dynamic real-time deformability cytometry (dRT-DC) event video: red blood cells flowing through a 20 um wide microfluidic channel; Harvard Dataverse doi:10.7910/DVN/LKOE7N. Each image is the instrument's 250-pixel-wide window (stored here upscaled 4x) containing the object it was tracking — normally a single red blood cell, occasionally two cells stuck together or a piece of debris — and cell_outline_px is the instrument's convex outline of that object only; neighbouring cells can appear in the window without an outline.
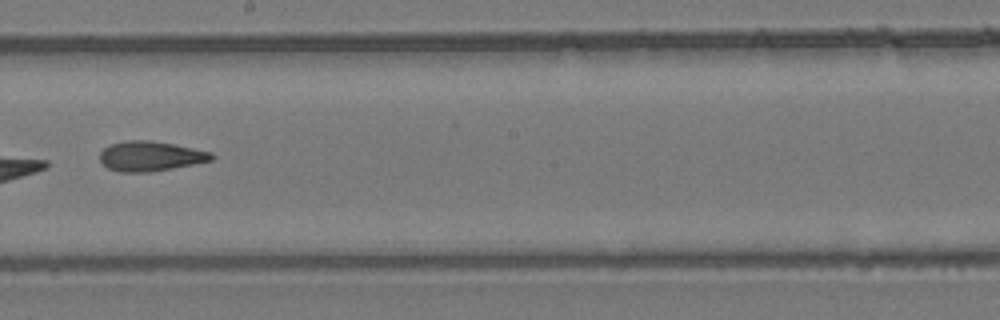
{"species": "common noctule bat (a hibernating species)", "species_latin": "Nyctalus noctula", "temperature_condition": "room temperature", "stored_images_in_passage": 48, "camera_frame_rate_fps": 3000, "um_per_image_px": 0.085, "animal": {"sex": "female", "body_mass_g": 24.6, "forearm_length_mm": 56.2}, "frame": {"image": 1, "passage_image": 28, "time_ms": 9.0, "image_size_px": [1000, 320], "cell_outline_px": [[216, 156], [212, 160], [172, 168], [148, 172], [120, 172], [108, 168], [100, 160], [100, 152], [104, 148], [112, 144], [128, 140], [152, 140], [212, 152]], "centroid_in_image_um": [12.79, 13.27], "position_along_channel_um": 235.4, "area_um2": 19.25}}